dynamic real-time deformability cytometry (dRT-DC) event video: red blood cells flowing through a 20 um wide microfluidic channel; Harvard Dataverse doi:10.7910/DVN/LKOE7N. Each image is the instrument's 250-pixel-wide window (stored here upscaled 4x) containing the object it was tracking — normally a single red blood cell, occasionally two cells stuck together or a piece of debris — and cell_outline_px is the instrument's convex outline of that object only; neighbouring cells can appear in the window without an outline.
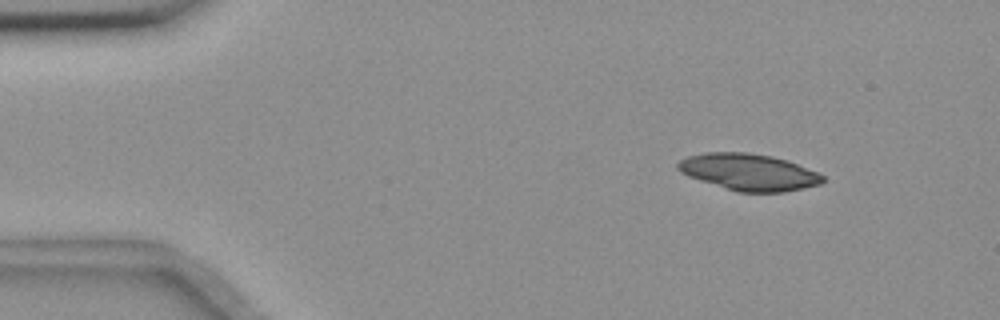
{"species": "common noctule bat (a hibernating species)", "species_latin": "Nyctalus noctula", "temperature_condition": "room temperature", "stored_images_in_passage": 5, "camera_frame_rate_fps": 3000, "um_per_image_px": 0.085, "animal": {"sex": "female", "body_mass_g": 18.4}, "frame": {"image": 1, "passage_image": 2, "time_ms": 1.0, "image_size_px": [1000, 320], "cell_outline_px": [[824, 180], [820, 184], [784, 192], [736, 192], [688, 176], [680, 172], [676, 168], [676, 164], [680, 160], [688, 156], [708, 152], [744, 152], [772, 156], [788, 160], [816, 172], [824, 176]], "centroid_in_image_um": [63.62, 14.62], "position_along_channel_um": 21.4, "area_um2": 30.87}}